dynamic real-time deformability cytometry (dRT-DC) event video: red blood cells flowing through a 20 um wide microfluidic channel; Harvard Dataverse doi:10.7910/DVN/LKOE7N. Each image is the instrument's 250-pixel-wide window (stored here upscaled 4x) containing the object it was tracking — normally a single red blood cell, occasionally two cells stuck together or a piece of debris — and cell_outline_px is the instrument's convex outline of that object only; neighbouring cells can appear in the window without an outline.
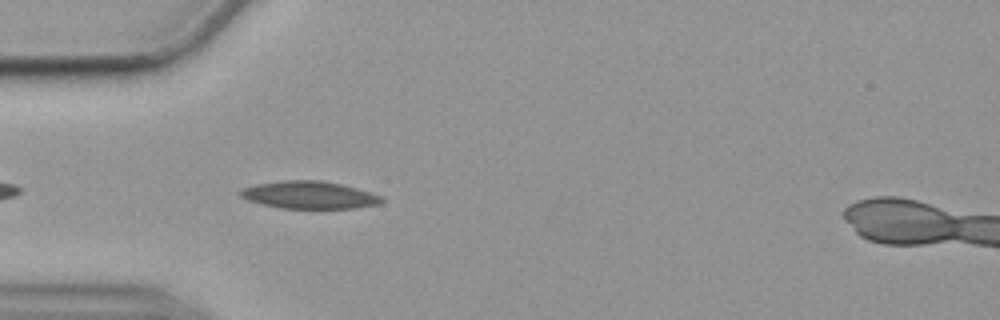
{"species": "common noctule bat (a hibernating species)", "species_latin": "Nyctalus noctula", "temperature_condition": "cold", "stored_images_in_passage": 42, "camera_frame_rate_fps": 3000, "um_per_image_px": 0.085, "animal": {"sex": "female", "body_mass_g": 19.9}, "frame": {"image": 1, "passage_image": 4, "time_ms": 1.0, "image_size_px": [1000, 320], "cell_outline_px": [[384, 200], [380, 204], [356, 208], [280, 208], [248, 200], [240, 196], [240, 192], [244, 188], [256, 184], [284, 180], [320, 180], [340, 184], [356, 188], [384, 196]], "centroid_in_image_um": [26.34, 16.57], "position_along_channel_um": 58.7, "area_um2": 22.48}}
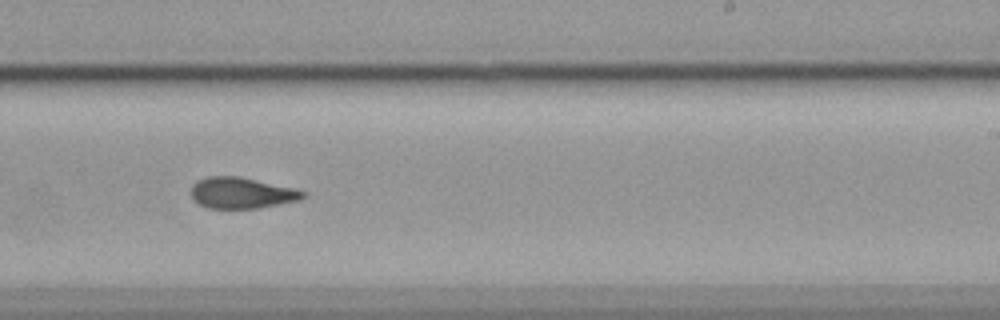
{"frame": {"image": 2, "passage_image": 22, "time_ms": 7.0, "image_size_px": [1000, 320], "cell_outline_px": [[308, 196], [300, 200], [256, 208], [208, 208], [192, 200], [188, 192], [192, 184], [196, 180], [208, 176], [240, 176], [292, 188], [308, 192]], "centroid_in_image_um": [20.49, 16.39], "position_along_channel_um": 268.5, "area_um2": 20.52}}
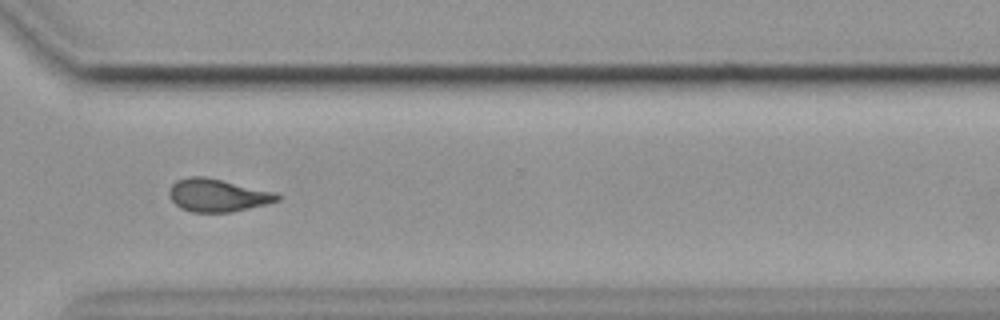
{"frame": {"image": 3, "passage_image": 29, "time_ms": 9.333, "image_size_px": [1000, 320], "cell_outline_px": [[280, 200], [268, 204], [232, 212], [192, 212], [180, 208], [168, 196], [168, 188], [176, 180], [188, 176], [204, 176], [276, 192], [280, 196]], "centroid_in_image_um": [18.48, 16.6], "position_along_channel_um": 352.1, "area_um2": 20.87}, "authors_computed_cell_mechanics": {"area_um2": 20.9525, "velocity_mm_per_s": 3.5625, "shape_relaxation_time_tau1_ms": null, "shape_relaxation_time_tau2_ms": 3.0879, "deformation_change_tau1": null, "deformation_change_tau2": 0.0864}}